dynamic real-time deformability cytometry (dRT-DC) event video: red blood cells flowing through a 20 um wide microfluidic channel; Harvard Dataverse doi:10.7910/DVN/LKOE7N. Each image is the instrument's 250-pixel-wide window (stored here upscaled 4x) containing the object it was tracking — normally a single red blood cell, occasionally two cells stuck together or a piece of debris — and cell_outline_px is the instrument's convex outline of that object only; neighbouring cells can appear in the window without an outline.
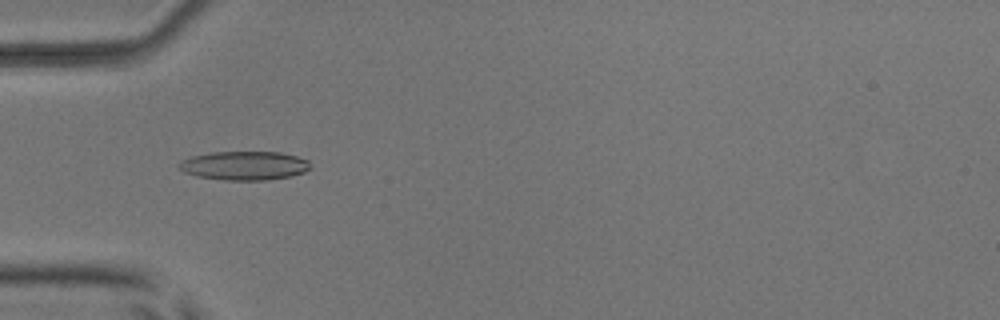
{"species": "common noctule bat (a hibernating species)", "species_latin": "Nyctalus noctula", "temperature_condition": "room temperature", "stored_images_in_passage": 8, "camera_frame_rate_fps": 3000, "um_per_image_px": 0.085, "animal": {"sex": "male", "body_mass_g": 17.9, "forearm_length_mm": 54.2}, "frame": {"image": 1, "passage_image": 5, "time_ms": 1.333, "image_size_px": [1000, 320], "cell_outline_px": [[312, 168], [304, 172], [292, 176], [268, 180], [224, 180], [196, 176], [184, 172], [176, 164], [180, 160], [192, 156], [212, 152], [280, 152], [296, 156], [308, 160]], "centroid_in_image_um": [20.77, 14.08], "position_along_channel_um": 64.2, "area_um2": 22.25}}
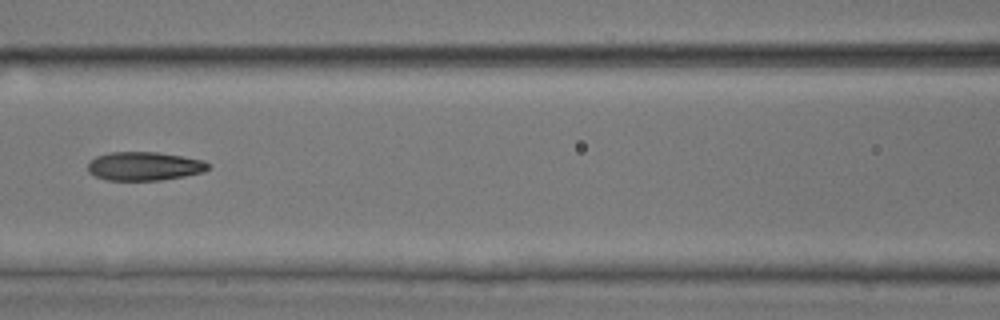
{"frame": {"image": 2, "passage_image": 7, "time_ms": 2.0, "image_size_px": [1000, 320], "cell_outline_px": [[212, 164], [204, 172], [184, 176], [160, 180], [108, 180], [96, 176], [88, 172], [88, 164], [96, 156], [108, 152], [156, 152], [204, 160]], "centroid_in_image_um": [12.28, 14.12], "position_along_channel_um": 154.3, "area_um2": 20.06}}
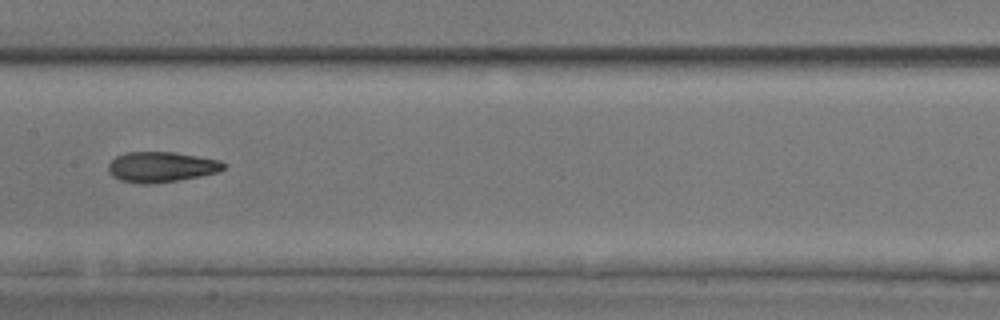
{"frame": {"image": 3, "passage_image": 8, "time_ms": 2.333, "image_size_px": [1000, 320], "cell_outline_px": [[228, 164], [224, 168], [216, 172], [200, 176], [180, 180], [156, 184], [140, 184], [120, 180], [112, 176], [108, 172], [108, 164], [116, 156], [124, 152], [176, 152], [220, 160]], "centroid_in_image_um": [13.7, 14.19], "position_along_channel_um": 193.7, "area_um2": 20.69}}